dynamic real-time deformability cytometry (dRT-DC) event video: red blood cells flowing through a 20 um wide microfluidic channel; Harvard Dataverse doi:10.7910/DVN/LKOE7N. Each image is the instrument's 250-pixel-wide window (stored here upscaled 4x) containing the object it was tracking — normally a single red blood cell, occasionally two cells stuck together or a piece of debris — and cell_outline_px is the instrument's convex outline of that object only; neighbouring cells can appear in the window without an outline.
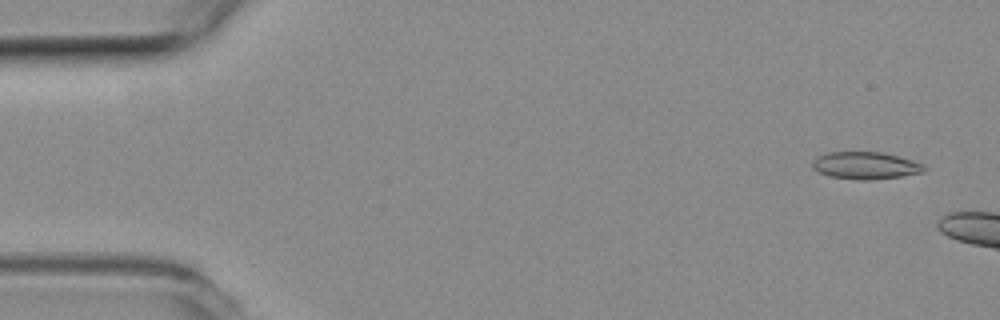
{"species": "common noctule bat (a hibernating species)", "species_latin": "Nyctalus noctula", "temperature_condition": "room temperature", "stored_images_in_passage": 3, "camera_frame_rate_fps": 3000, "um_per_image_px": 0.085, "animal": {"sex": "female", "body_mass_g": 19.3, "forearm_length_mm": 54.1}, "frame": {"image": 1, "passage_image": 1, "time_ms": 0.0, "image_size_px": [1000, 320], "cell_outline_px": [[928, 168], [924, 172], [900, 176], [872, 180], [856, 180], [828, 176], [812, 168], [812, 160], [816, 156], [828, 152], [880, 152], [900, 156], [924, 164]], "centroid_in_image_um": [73.57, 14.07], "position_along_channel_um": 11.4, "area_um2": 17.98}}